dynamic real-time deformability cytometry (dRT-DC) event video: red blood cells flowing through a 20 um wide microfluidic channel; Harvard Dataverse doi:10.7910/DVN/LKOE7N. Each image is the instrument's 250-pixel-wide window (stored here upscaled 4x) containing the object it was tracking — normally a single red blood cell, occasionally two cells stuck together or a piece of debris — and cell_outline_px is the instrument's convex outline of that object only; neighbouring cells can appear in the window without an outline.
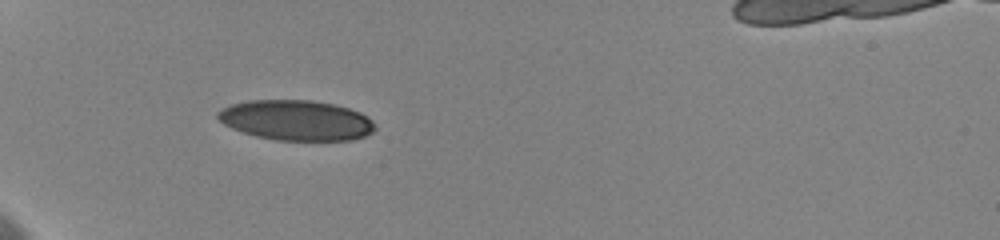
{"species": "human", "species_latin": "Homo sapiens", "temperature_condition": "cold", "stored_images_in_passage": 23, "camera_frame_rate_fps": 3000, "um_per_image_px": 0.085, "donor": {"sex": "female"}, "frame": {"image": 1, "passage_image": 1, "time_ms": 0.0, "image_size_px": [1000, 240], "cell_outline_px": [[376, 128], [372, 132], [364, 136], [352, 140], [276, 140], [256, 136], [232, 128], [224, 124], [216, 116], [216, 112], [232, 104], [248, 100], [312, 100], [332, 104], [348, 108], [360, 112], [368, 116], [376, 124]], "centroid_in_image_um": [25.2, 10.22], "position_along_channel_um": 59.8, "area_um2": 36.82}}
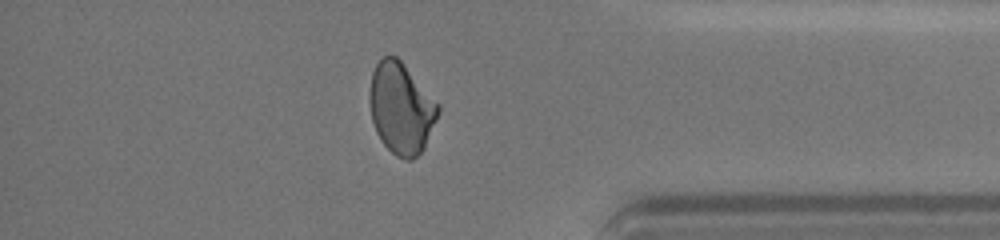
{"frame": {"image": 2, "passage_image": 20, "time_ms": 10.333, "image_size_px": [1000, 240], "cell_outline_px": [[440, 112], [424, 148], [412, 160], [404, 160], [396, 156], [384, 144], [376, 132], [372, 120], [368, 100], [368, 96], [372, 72], [376, 64], [384, 56], [396, 56], [400, 60], [440, 104]], "centroid_in_image_um": [34.09, 9.21], "position_along_channel_um": 401.1, "area_um2": 36.47}, "authors_computed_cell_mechanics": {"area_um2": 36.8186, "velocity_mm_per_s": 3.6162, "shape_relaxation_time_tau1_ms": 10.0428, "shape_relaxation_time_tau2_ms": 2.0186, "deformation_change_tau1": 0.1995, "deformation_change_tau2": 0.0721}}